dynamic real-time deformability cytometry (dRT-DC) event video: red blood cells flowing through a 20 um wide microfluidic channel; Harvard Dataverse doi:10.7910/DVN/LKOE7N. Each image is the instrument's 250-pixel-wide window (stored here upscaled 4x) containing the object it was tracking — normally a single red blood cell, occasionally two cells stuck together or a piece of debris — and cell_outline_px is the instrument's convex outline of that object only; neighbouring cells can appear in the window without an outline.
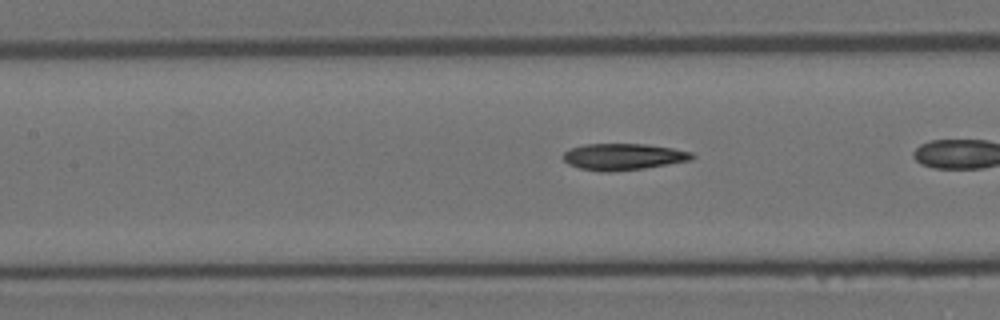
{"species": "Egyptian fruit bat (a non-hibernating species)", "species_latin": "Rousettus aegyptiacus", "temperature_condition": "room temperature", "stored_images_in_passage": 39, "camera_frame_rate_fps": 3000, "um_per_image_px": 0.085, "animal": {"sex": "female"}, "frame": {"image": 1, "passage_image": 22, "time_ms": 7.0, "image_size_px": [1000, 320], "cell_outline_px": [[696, 156], [692, 160], [644, 168], [612, 172], [600, 172], [580, 168], [568, 164], [560, 156], [564, 152], [572, 148], [584, 144], [648, 144], [672, 148], [692, 152]], "centroid_in_image_um": [52.97, 13.32], "position_along_channel_um": 154.4, "area_um2": 20.06}}
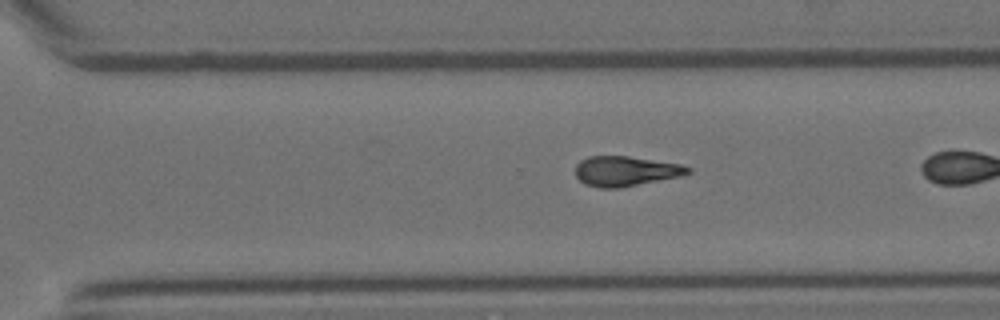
{"frame": {"image": 2, "passage_image": 35, "time_ms": 11.333, "image_size_px": [1000, 320], "cell_outline_px": [[692, 172], [680, 176], [620, 188], [600, 188], [584, 184], [576, 176], [576, 164], [580, 160], [588, 156], [628, 156], [680, 164], [692, 168]], "centroid_in_image_um": [53.16, 14.54], "position_along_channel_um": 317.4, "area_um2": 19.65}}